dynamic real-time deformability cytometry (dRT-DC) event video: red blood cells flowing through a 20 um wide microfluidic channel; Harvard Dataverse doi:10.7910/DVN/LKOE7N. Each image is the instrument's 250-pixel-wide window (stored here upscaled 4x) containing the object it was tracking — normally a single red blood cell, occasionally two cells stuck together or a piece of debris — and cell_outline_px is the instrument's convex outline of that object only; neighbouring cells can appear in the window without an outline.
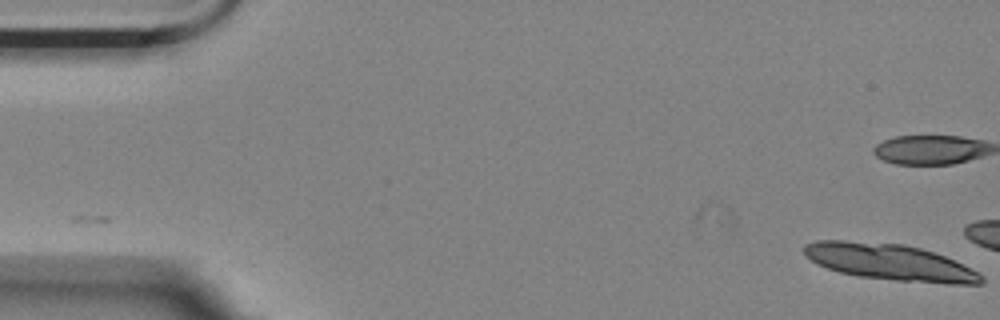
{"species": "Egyptian fruit bat (a non-hibernating species)", "species_latin": "Rousettus aegyptiacus", "temperature_condition": "room temperature", "stored_images_in_passage": 11, "camera_frame_rate_fps": 3000, "um_per_image_px": 0.085, "animal": {"sex": "female"}, "frame": {"image": 1, "passage_image": 1, "time_ms": 0.0, "image_size_px": [1000, 320], "cell_outline_px": [[984, 284], [948, 284], [896, 280], [860, 276], [840, 272], [828, 268], [804, 256], [804, 244], [816, 240], [844, 240], [904, 244], [920, 248], [944, 256], [980, 272], [984, 276]], "centroid_in_image_um": [75.67, 22.28], "position_along_channel_um": 9.3, "area_um2": 37.4}}